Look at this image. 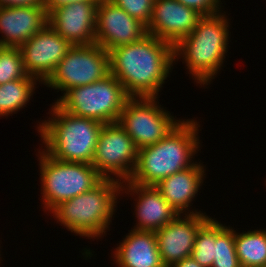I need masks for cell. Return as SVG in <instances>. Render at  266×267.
Instances as JSON below:
<instances>
[{
    "instance_id": "cell-29",
    "label": "cell",
    "mask_w": 266,
    "mask_h": 267,
    "mask_svg": "<svg viewBox=\"0 0 266 267\" xmlns=\"http://www.w3.org/2000/svg\"><path fill=\"white\" fill-rule=\"evenodd\" d=\"M171 267H203L194 260L192 256L185 257L184 259L175 262Z\"/></svg>"
},
{
    "instance_id": "cell-2",
    "label": "cell",
    "mask_w": 266,
    "mask_h": 267,
    "mask_svg": "<svg viewBox=\"0 0 266 267\" xmlns=\"http://www.w3.org/2000/svg\"><path fill=\"white\" fill-rule=\"evenodd\" d=\"M200 124L185 119L159 142L140 148L131 178L123 183L155 186L160 180L185 170L196 163L192 160L200 149Z\"/></svg>"
},
{
    "instance_id": "cell-21",
    "label": "cell",
    "mask_w": 266,
    "mask_h": 267,
    "mask_svg": "<svg viewBox=\"0 0 266 267\" xmlns=\"http://www.w3.org/2000/svg\"><path fill=\"white\" fill-rule=\"evenodd\" d=\"M37 82L35 77L28 76L0 85V117L16 114L26 107L35 93Z\"/></svg>"
},
{
    "instance_id": "cell-17",
    "label": "cell",
    "mask_w": 266,
    "mask_h": 267,
    "mask_svg": "<svg viewBox=\"0 0 266 267\" xmlns=\"http://www.w3.org/2000/svg\"><path fill=\"white\" fill-rule=\"evenodd\" d=\"M48 25L44 6L0 7V45L20 47Z\"/></svg>"
},
{
    "instance_id": "cell-25",
    "label": "cell",
    "mask_w": 266,
    "mask_h": 267,
    "mask_svg": "<svg viewBox=\"0 0 266 267\" xmlns=\"http://www.w3.org/2000/svg\"><path fill=\"white\" fill-rule=\"evenodd\" d=\"M122 8L128 15L138 19L145 26L148 25L152 15L155 0H110Z\"/></svg>"
},
{
    "instance_id": "cell-10",
    "label": "cell",
    "mask_w": 266,
    "mask_h": 267,
    "mask_svg": "<svg viewBox=\"0 0 266 267\" xmlns=\"http://www.w3.org/2000/svg\"><path fill=\"white\" fill-rule=\"evenodd\" d=\"M138 151L135 142L118 122L103 124L92 166L104 179H115L123 183L134 173Z\"/></svg>"
},
{
    "instance_id": "cell-3",
    "label": "cell",
    "mask_w": 266,
    "mask_h": 267,
    "mask_svg": "<svg viewBox=\"0 0 266 267\" xmlns=\"http://www.w3.org/2000/svg\"><path fill=\"white\" fill-rule=\"evenodd\" d=\"M225 13L203 16L193 31L174 46V61L182 58L192 80L201 86L215 79L227 56L231 34Z\"/></svg>"
},
{
    "instance_id": "cell-28",
    "label": "cell",
    "mask_w": 266,
    "mask_h": 267,
    "mask_svg": "<svg viewBox=\"0 0 266 267\" xmlns=\"http://www.w3.org/2000/svg\"><path fill=\"white\" fill-rule=\"evenodd\" d=\"M80 1L100 2L101 0H43V5L49 13L52 9Z\"/></svg>"
},
{
    "instance_id": "cell-14",
    "label": "cell",
    "mask_w": 266,
    "mask_h": 267,
    "mask_svg": "<svg viewBox=\"0 0 266 267\" xmlns=\"http://www.w3.org/2000/svg\"><path fill=\"white\" fill-rule=\"evenodd\" d=\"M209 218L205 213L178 214L155 231L158 251L166 267L192 255L197 232Z\"/></svg>"
},
{
    "instance_id": "cell-4",
    "label": "cell",
    "mask_w": 266,
    "mask_h": 267,
    "mask_svg": "<svg viewBox=\"0 0 266 267\" xmlns=\"http://www.w3.org/2000/svg\"><path fill=\"white\" fill-rule=\"evenodd\" d=\"M49 110L52 117L37 125L43 150L60 161L92 164L103 123L72 115L56 102Z\"/></svg>"
},
{
    "instance_id": "cell-12",
    "label": "cell",
    "mask_w": 266,
    "mask_h": 267,
    "mask_svg": "<svg viewBox=\"0 0 266 267\" xmlns=\"http://www.w3.org/2000/svg\"><path fill=\"white\" fill-rule=\"evenodd\" d=\"M146 26L128 15L110 0H101L97 7L95 43L110 52L112 49L140 40Z\"/></svg>"
},
{
    "instance_id": "cell-16",
    "label": "cell",
    "mask_w": 266,
    "mask_h": 267,
    "mask_svg": "<svg viewBox=\"0 0 266 267\" xmlns=\"http://www.w3.org/2000/svg\"><path fill=\"white\" fill-rule=\"evenodd\" d=\"M123 193L136 197L134 212L137 220L133 230L155 232L178 215L153 185L122 183L120 196Z\"/></svg>"
},
{
    "instance_id": "cell-13",
    "label": "cell",
    "mask_w": 266,
    "mask_h": 267,
    "mask_svg": "<svg viewBox=\"0 0 266 267\" xmlns=\"http://www.w3.org/2000/svg\"><path fill=\"white\" fill-rule=\"evenodd\" d=\"M99 3L80 1L52 9L48 24L72 46L94 44Z\"/></svg>"
},
{
    "instance_id": "cell-23",
    "label": "cell",
    "mask_w": 266,
    "mask_h": 267,
    "mask_svg": "<svg viewBox=\"0 0 266 267\" xmlns=\"http://www.w3.org/2000/svg\"><path fill=\"white\" fill-rule=\"evenodd\" d=\"M216 220L209 218L198 230L192 257L203 267H212L215 256Z\"/></svg>"
},
{
    "instance_id": "cell-24",
    "label": "cell",
    "mask_w": 266,
    "mask_h": 267,
    "mask_svg": "<svg viewBox=\"0 0 266 267\" xmlns=\"http://www.w3.org/2000/svg\"><path fill=\"white\" fill-rule=\"evenodd\" d=\"M19 47L0 48V85L9 81L27 78Z\"/></svg>"
},
{
    "instance_id": "cell-26",
    "label": "cell",
    "mask_w": 266,
    "mask_h": 267,
    "mask_svg": "<svg viewBox=\"0 0 266 267\" xmlns=\"http://www.w3.org/2000/svg\"><path fill=\"white\" fill-rule=\"evenodd\" d=\"M188 8L194 9L202 16H211L221 11V0H177Z\"/></svg>"
},
{
    "instance_id": "cell-7",
    "label": "cell",
    "mask_w": 266,
    "mask_h": 267,
    "mask_svg": "<svg viewBox=\"0 0 266 267\" xmlns=\"http://www.w3.org/2000/svg\"><path fill=\"white\" fill-rule=\"evenodd\" d=\"M129 98L122 84L110 73L100 81L68 90L55 102L72 115L109 124L118 121Z\"/></svg>"
},
{
    "instance_id": "cell-15",
    "label": "cell",
    "mask_w": 266,
    "mask_h": 267,
    "mask_svg": "<svg viewBox=\"0 0 266 267\" xmlns=\"http://www.w3.org/2000/svg\"><path fill=\"white\" fill-rule=\"evenodd\" d=\"M202 17L177 0H155L146 31L175 46L193 31Z\"/></svg>"
},
{
    "instance_id": "cell-5",
    "label": "cell",
    "mask_w": 266,
    "mask_h": 267,
    "mask_svg": "<svg viewBox=\"0 0 266 267\" xmlns=\"http://www.w3.org/2000/svg\"><path fill=\"white\" fill-rule=\"evenodd\" d=\"M121 187L118 180L103 179L92 190L63 201L50 212L57 223L77 236L102 238L110 230Z\"/></svg>"
},
{
    "instance_id": "cell-19",
    "label": "cell",
    "mask_w": 266,
    "mask_h": 267,
    "mask_svg": "<svg viewBox=\"0 0 266 267\" xmlns=\"http://www.w3.org/2000/svg\"><path fill=\"white\" fill-rule=\"evenodd\" d=\"M114 250L112 258L118 267H166L154 231L131 229Z\"/></svg>"
},
{
    "instance_id": "cell-27",
    "label": "cell",
    "mask_w": 266,
    "mask_h": 267,
    "mask_svg": "<svg viewBox=\"0 0 266 267\" xmlns=\"http://www.w3.org/2000/svg\"><path fill=\"white\" fill-rule=\"evenodd\" d=\"M44 6L43 0H0V7Z\"/></svg>"
},
{
    "instance_id": "cell-8",
    "label": "cell",
    "mask_w": 266,
    "mask_h": 267,
    "mask_svg": "<svg viewBox=\"0 0 266 267\" xmlns=\"http://www.w3.org/2000/svg\"><path fill=\"white\" fill-rule=\"evenodd\" d=\"M110 74V53L97 43L72 46L43 83L63 95L77 86L100 81Z\"/></svg>"
},
{
    "instance_id": "cell-9",
    "label": "cell",
    "mask_w": 266,
    "mask_h": 267,
    "mask_svg": "<svg viewBox=\"0 0 266 267\" xmlns=\"http://www.w3.org/2000/svg\"><path fill=\"white\" fill-rule=\"evenodd\" d=\"M158 98L130 97L120 113L117 122L138 149L159 142L183 121L161 107Z\"/></svg>"
},
{
    "instance_id": "cell-20",
    "label": "cell",
    "mask_w": 266,
    "mask_h": 267,
    "mask_svg": "<svg viewBox=\"0 0 266 267\" xmlns=\"http://www.w3.org/2000/svg\"><path fill=\"white\" fill-rule=\"evenodd\" d=\"M235 247L242 267H266V230H235Z\"/></svg>"
},
{
    "instance_id": "cell-6",
    "label": "cell",
    "mask_w": 266,
    "mask_h": 267,
    "mask_svg": "<svg viewBox=\"0 0 266 267\" xmlns=\"http://www.w3.org/2000/svg\"><path fill=\"white\" fill-rule=\"evenodd\" d=\"M42 204L50 211L63 201L92 190L104 178L88 163L60 161L38 151Z\"/></svg>"
},
{
    "instance_id": "cell-1",
    "label": "cell",
    "mask_w": 266,
    "mask_h": 267,
    "mask_svg": "<svg viewBox=\"0 0 266 267\" xmlns=\"http://www.w3.org/2000/svg\"><path fill=\"white\" fill-rule=\"evenodd\" d=\"M109 53L110 73L130 97H158L175 63L174 46L148 33Z\"/></svg>"
},
{
    "instance_id": "cell-22",
    "label": "cell",
    "mask_w": 266,
    "mask_h": 267,
    "mask_svg": "<svg viewBox=\"0 0 266 267\" xmlns=\"http://www.w3.org/2000/svg\"><path fill=\"white\" fill-rule=\"evenodd\" d=\"M212 267H242L235 247V230L216 220L215 256Z\"/></svg>"
},
{
    "instance_id": "cell-18",
    "label": "cell",
    "mask_w": 266,
    "mask_h": 267,
    "mask_svg": "<svg viewBox=\"0 0 266 267\" xmlns=\"http://www.w3.org/2000/svg\"><path fill=\"white\" fill-rule=\"evenodd\" d=\"M203 165V163L196 161L191 167L176 172L155 185L177 214L203 213L196 209L195 211L190 209L191 203L199 192L198 190H200L203 180H205L204 177H206V169Z\"/></svg>"
},
{
    "instance_id": "cell-11",
    "label": "cell",
    "mask_w": 266,
    "mask_h": 267,
    "mask_svg": "<svg viewBox=\"0 0 266 267\" xmlns=\"http://www.w3.org/2000/svg\"><path fill=\"white\" fill-rule=\"evenodd\" d=\"M72 45L49 24L23 43L19 49L26 73L44 83Z\"/></svg>"
}]
</instances>
